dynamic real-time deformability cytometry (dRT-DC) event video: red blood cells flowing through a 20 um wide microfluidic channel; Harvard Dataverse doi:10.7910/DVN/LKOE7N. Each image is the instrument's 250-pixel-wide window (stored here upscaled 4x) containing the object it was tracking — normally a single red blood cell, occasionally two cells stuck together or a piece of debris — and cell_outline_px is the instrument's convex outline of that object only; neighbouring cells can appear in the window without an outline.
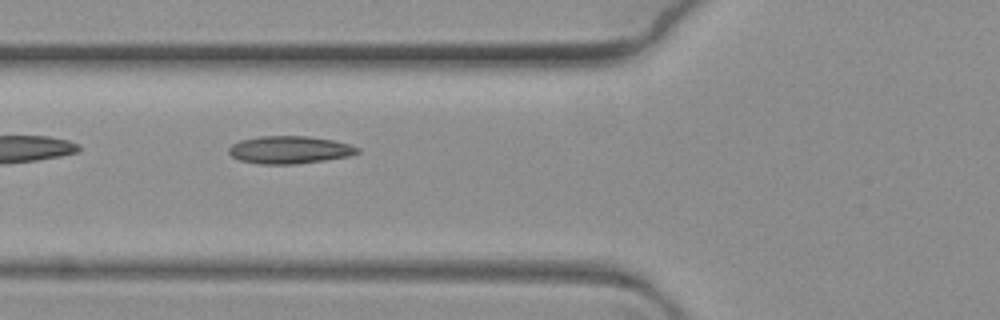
{"species": "common noctule bat (a hibernating species)", "species_latin": "Nyctalus noctula", "temperature_condition": "warm", "stored_images_in_passage": 8, "camera_frame_rate_fps": 3000, "um_per_image_px": 0.085, "animal": {"sex": "female", "body_mass_g": 19.3, "forearm_length_mm": 54.1}, "frame": {"image": 1, "passage_image": 7, "time_ms": 2.0, "image_size_px": [1000, 320], "cell_outline_px": [[360, 152], [348, 156], [324, 160], [296, 164], [260, 164], [240, 160], [232, 156], [228, 152], [228, 148], [232, 144], [240, 140], [260, 136], [308, 136], [332, 140], [348, 144], [360, 148]], "centroid_in_image_um": [24.59, 12.73], "position_along_channel_um": 101.2, "area_um2": 20.63}}